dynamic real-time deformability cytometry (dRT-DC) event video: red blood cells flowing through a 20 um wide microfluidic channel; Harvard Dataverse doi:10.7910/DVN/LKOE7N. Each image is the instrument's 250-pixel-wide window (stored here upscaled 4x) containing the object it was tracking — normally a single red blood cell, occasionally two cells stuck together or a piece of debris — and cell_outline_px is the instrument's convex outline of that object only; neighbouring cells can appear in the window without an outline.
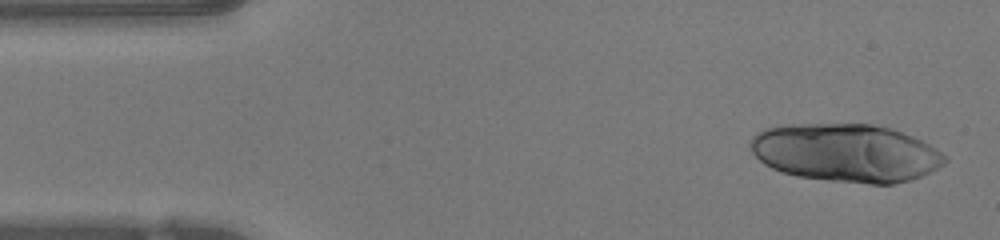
{"species": "human", "species_latin": "Homo sapiens", "temperature_condition": "warm", "stored_images_in_passage": 15, "camera_frame_rate_fps": 3000, "um_per_image_px": 0.085, "donor": {"sex": "female"}, "frame": {"image": 1, "passage_image": 2, "time_ms": 0.333, "image_size_px": [1000, 240], "cell_outline_px": [[948, 160], [944, 164], [912, 180], [892, 184], [872, 184], [828, 180], [796, 176], [772, 168], [764, 164], [752, 152], [748, 144], [752, 136], [756, 132], [764, 128], [780, 124], [872, 124], [888, 128], [912, 136], [936, 148], [948, 156]], "centroid_in_image_um": [71.87, 12.98], "position_along_channel_um": 13.1, "area_um2": 66.07}}